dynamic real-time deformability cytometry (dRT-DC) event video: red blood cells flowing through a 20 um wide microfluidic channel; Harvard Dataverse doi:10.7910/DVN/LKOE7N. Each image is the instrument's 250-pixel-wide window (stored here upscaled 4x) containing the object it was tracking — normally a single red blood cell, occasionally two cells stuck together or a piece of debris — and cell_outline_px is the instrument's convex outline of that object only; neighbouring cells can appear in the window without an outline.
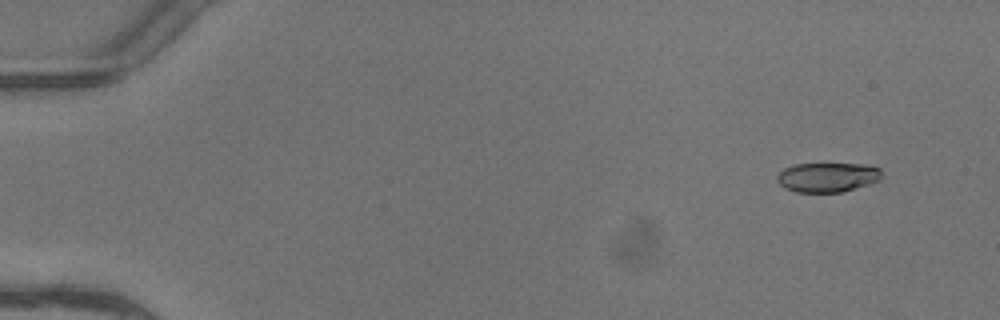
{"species": "common noctule bat (a hibernating species)", "species_latin": "Nyctalus noctula", "temperature_condition": "warm", "stored_images_in_passage": 5, "camera_frame_rate_fps": 3000, "um_per_image_px": 0.085, "animal": {"sex": "female"}, "frame": {"image": 1, "passage_image": 2, "time_ms": 0.333, "image_size_px": [1000, 320], "cell_outline_px": [[880, 180], [844, 192], [796, 192], [784, 188], [776, 180], [776, 176], [784, 168], [796, 164], [864, 164], [880, 168]], "centroid_in_image_um": [70.31, 15.07], "position_along_channel_um": 14.7, "area_um2": 17.98}}
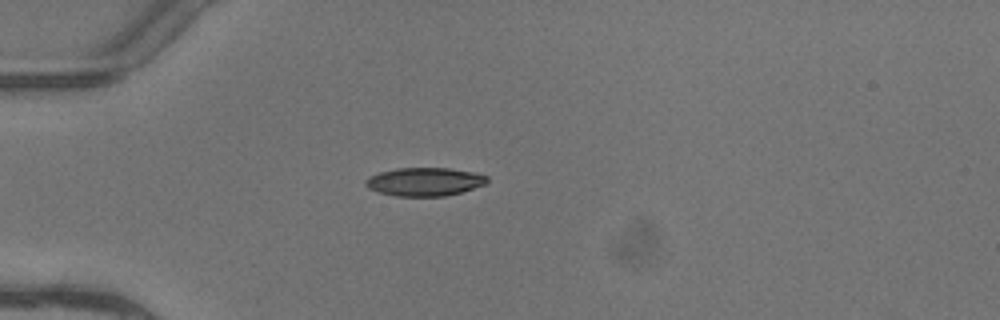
{"frame": {"image": 2, "passage_image": 5, "time_ms": 1.333, "image_size_px": [1000, 320], "cell_outline_px": [[488, 184], [460, 192], [444, 196], [396, 196], [380, 192], [368, 188], [364, 184], [364, 180], [368, 176], [380, 172], [396, 168], [448, 168], [472, 172], [488, 176]], "centroid_in_image_um": [36.08, 15.44], "position_along_channel_um": 48.9, "area_um2": 20.11}}